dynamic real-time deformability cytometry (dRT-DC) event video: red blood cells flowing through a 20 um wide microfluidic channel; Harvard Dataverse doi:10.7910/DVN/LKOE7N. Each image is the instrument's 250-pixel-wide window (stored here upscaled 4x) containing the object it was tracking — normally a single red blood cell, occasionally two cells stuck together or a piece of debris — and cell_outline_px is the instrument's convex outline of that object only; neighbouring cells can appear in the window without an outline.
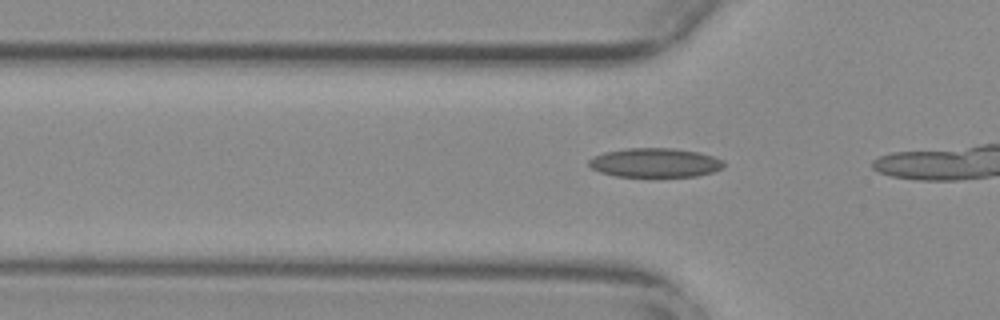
{"species": "common noctule bat (a hibernating species)", "species_latin": "Nyctalus noctula", "temperature_condition": "warm", "stored_images_in_passage": 9, "camera_frame_rate_fps": 3000, "um_per_image_px": 0.085, "animal": {"sex": "female", "body_mass_g": 29.2, "forearm_length_mm": 56.3}, "frame": {"image": 1, "passage_image": 6, "time_ms": 1.667, "image_size_px": [1000, 320], "cell_outline_px": [[724, 168], [712, 172], [696, 176], [616, 176], [600, 172], [592, 168], [588, 164], [588, 160], [592, 156], [604, 152], [624, 148], [676, 148], [700, 152], [724, 160]], "centroid_in_image_um": [55.68, 13.81], "position_along_channel_um": 70.1, "area_um2": 23.06}}